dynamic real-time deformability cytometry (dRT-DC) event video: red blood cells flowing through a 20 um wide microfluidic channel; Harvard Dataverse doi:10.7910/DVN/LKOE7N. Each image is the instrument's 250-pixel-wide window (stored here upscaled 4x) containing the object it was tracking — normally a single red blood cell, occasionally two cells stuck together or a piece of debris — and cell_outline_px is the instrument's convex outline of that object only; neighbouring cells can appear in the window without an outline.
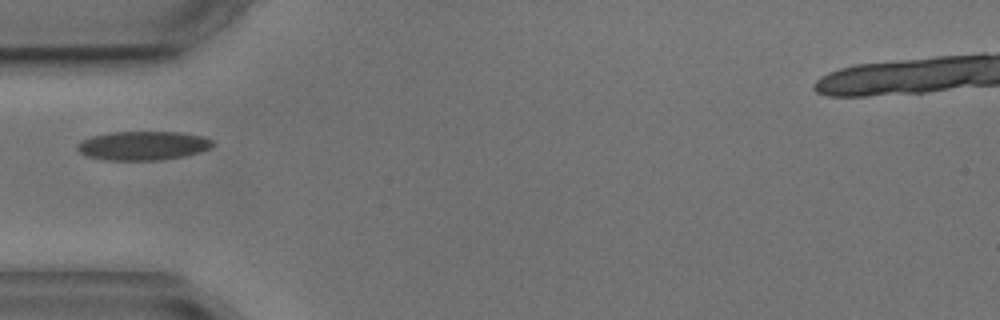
{"species": "common noctule bat (a hibernating species)", "species_latin": "Nyctalus noctula", "temperature_condition": "cold", "stored_images_in_passage": 1, "camera_frame_rate_fps": 3000, "um_per_image_px": 0.085, "animal": {"sex": "male", "body_mass_g": 17.9, "forearm_length_mm": 54.2}, "frame": {"image": 1, "passage_image": 1, "time_ms": 0.0, "image_size_px": [1000, 320], "cell_outline_px": [[216, 144], [212, 148], [200, 152], [184, 156], [160, 160], [108, 160], [88, 156], [80, 152], [76, 148], [76, 144], [92, 136], [112, 132], [184, 132], [204, 136], [212, 140]], "centroid_in_image_um": [12.22, 12.37], "position_along_channel_um": 72.8, "area_um2": 22.95}}